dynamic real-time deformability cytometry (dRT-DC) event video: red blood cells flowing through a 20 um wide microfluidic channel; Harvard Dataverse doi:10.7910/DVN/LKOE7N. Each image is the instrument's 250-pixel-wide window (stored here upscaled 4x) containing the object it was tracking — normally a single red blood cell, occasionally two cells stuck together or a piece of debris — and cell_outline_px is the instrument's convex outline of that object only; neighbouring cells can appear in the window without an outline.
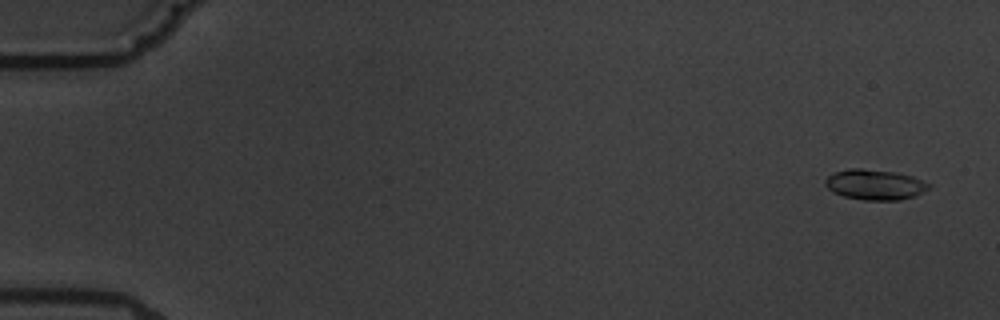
{"species": "common noctule bat (a hibernating species)", "species_latin": "Nyctalus noctula", "temperature_condition": "warm", "stored_images_in_passage": 5, "camera_frame_rate_fps": 3000, "um_per_image_px": 0.085, "animal": {"sex": "male", "body_mass_g": 19.5, "forearm_length_mm": 54.6}, "frame": {"image": 1, "passage_image": 1, "time_ms": 0.0, "image_size_px": [1000, 320], "cell_outline_px": [[932, 184], [928, 188], [916, 196], [900, 200], [864, 200], [844, 196], [832, 192], [824, 184], [824, 180], [828, 176], [836, 172], [848, 168], [860, 168], [896, 172], [912, 176]], "centroid_in_image_um": [74.36, 15.69], "position_along_channel_um": 10.6, "area_um2": 18.38}}
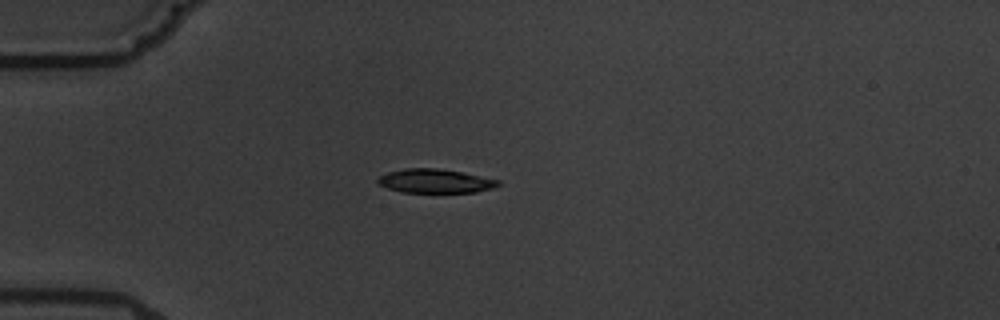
{"frame": {"image": 2, "passage_image": 5, "time_ms": 4.667, "image_size_px": [1000, 320], "cell_outline_px": [[500, 184], [492, 188], [476, 192], [404, 192], [388, 188], [380, 184], [376, 180], [380, 176], [388, 172], [404, 168], [436, 168], [460, 172], [500, 180]], "centroid_in_image_um": [36.98, 15.38], "position_along_channel_um": 48.0, "area_um2": 16.53}}